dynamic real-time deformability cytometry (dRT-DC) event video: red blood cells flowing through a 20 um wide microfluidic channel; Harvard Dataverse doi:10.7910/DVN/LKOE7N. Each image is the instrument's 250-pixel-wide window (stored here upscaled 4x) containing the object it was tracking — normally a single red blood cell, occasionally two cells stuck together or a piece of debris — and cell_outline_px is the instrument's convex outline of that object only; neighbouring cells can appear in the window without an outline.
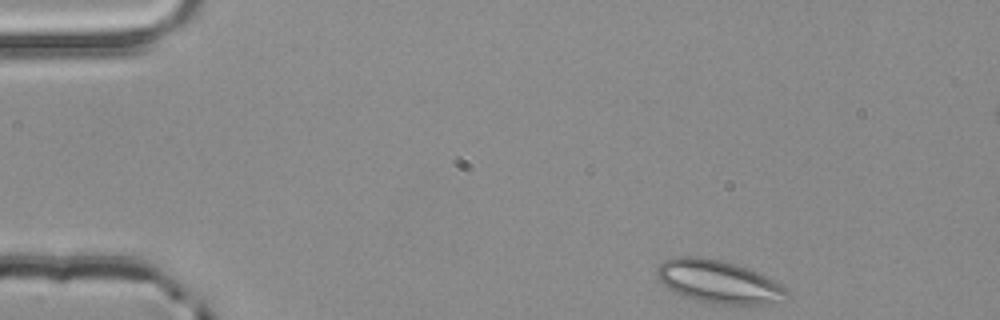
{"species": "common noctule bat (a hibernating species)", "species_latin": "Nyctalus noctula", "temperature_condition": "room temperature", "stored_images_in_passage": 4, "camera_frame_rate_fps": 3000, "um_per_image_px": 0.085, "animal": {"sex": "male", "body_mass_g": 20.4}, "frame": {"image": 1, "passage_image": 1, "time_ms": 0.0, "image_size_px": [1000, 320], "cell_outline_px": [[788, 296], [772, 304], [708, 304], [684, 296], [668, 288], [656, 276], [656, 268], [664, 260], [676, 256], [700, 256], [720, 260], [736, 264], [748, 268], [780, 284], [788, 292]], "centroid_in_image_um": [61.04, 23.94], "position_along_channel_um": 24.0, "area_um2": 32.37}}